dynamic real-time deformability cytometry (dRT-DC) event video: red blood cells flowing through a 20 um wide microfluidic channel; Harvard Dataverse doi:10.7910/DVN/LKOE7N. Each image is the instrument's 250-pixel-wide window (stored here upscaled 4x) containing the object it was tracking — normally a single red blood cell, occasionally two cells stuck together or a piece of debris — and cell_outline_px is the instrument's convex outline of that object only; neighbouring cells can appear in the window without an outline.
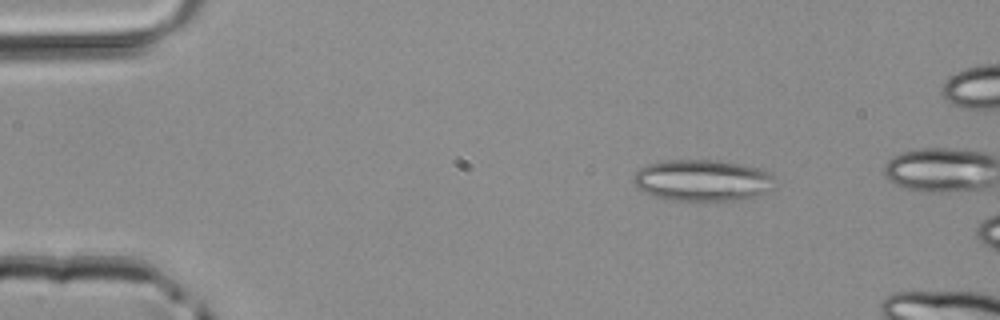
{"species": "common noctule bat (a hibernating species)", "species_latin": "Nyctalus noctula", "temperature_condition": "room temperature", "stored_images_in_passage": 3, "camera_frame_rate_fps": 3000, "um_per_image_px": 0.085, "animal": {"sex": "male", "body_mass_g": 20.4}, "frame": {"image": 1, "passage_image": 1, "time_ms": 0.0, "image_size_px": [1000, 320], "cell_outline_px": [[776, 188], [740, 200], [664, 200], [652, 196], [636, 188], [632, 180], [636, 172], [640, 168], [648, 164], [664, 160], [720, 160], [760, 168], [768, 172], [772, 176]], "centroid_in_image_um": [59.67, 15.33], "position_along_channel_um": 25.3, "area_um2": 34.39}}